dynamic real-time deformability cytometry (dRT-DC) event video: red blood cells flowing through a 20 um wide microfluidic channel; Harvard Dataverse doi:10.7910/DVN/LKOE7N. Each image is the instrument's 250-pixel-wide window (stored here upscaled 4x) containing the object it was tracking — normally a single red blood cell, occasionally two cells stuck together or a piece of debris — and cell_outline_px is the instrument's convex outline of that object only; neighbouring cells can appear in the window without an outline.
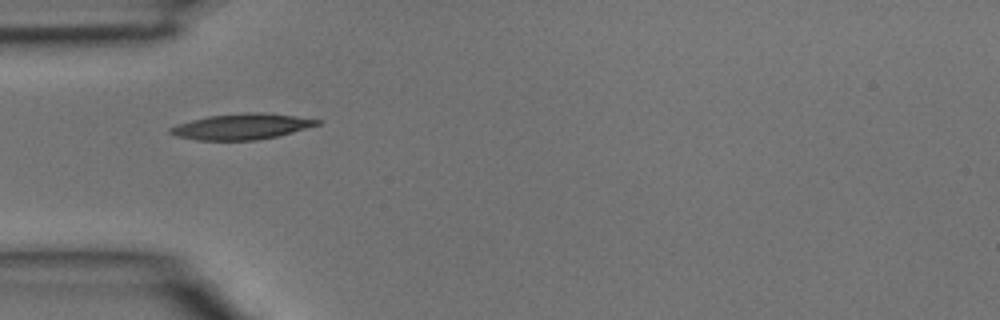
{"species": "common noctule bat (a hibernating species)", "species_latin": "Nyctalus noctula", "temperature_condition": "room temperature", "stored_images_in_passage": 2, "camera_frame_rate_fps": 3000, "um_per_image_px": 0.085, "animal": {"sex": "male", "body_mass_g": 15.6}, "frame": {"image": 1, "passage_image": 1, "time_ms": 0.0, "image_size_px": [1000, 320], "cell_outline_px": [[324, 120], [320, 124], [292, 132], [276, 136], [256, 140], [196, 140], [176, 136], [168, 132], [168, 128], [176, 124], [208, 116], [248, 112], [260, 112]], "centroid_in_image_um": [20.51, 10.76], "position_along_channel_um": 64.5, "area_um2": 21.91}}
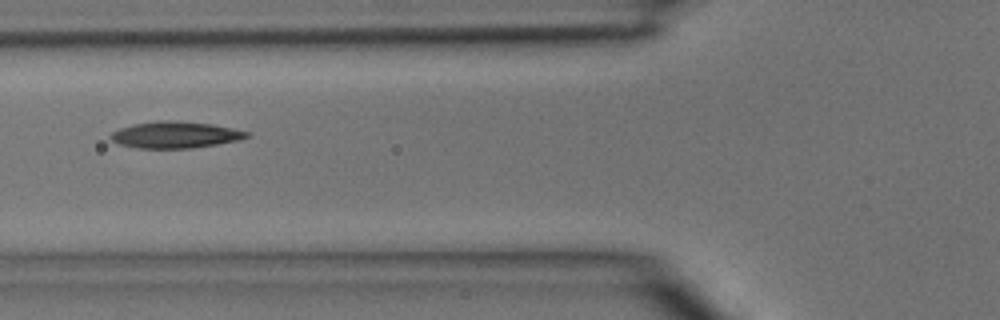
{"frame": {"image": 2, "passage_image": 2, "time_ms": 0.333, "image_size_px": [1000, 320], "cell_outline_px": [[252, 136], [240, 140], [192, 148], [136, 148], [116, 144], [108, 136], [112, 132], [120, 128], [132, 124], [160, 120], [168, 120], [212, 124], [252, 132]], "centroid_in_image_um": [14.9, 11.46], "position_along_channel_um": 110.9, "area_um2": 21.27}}